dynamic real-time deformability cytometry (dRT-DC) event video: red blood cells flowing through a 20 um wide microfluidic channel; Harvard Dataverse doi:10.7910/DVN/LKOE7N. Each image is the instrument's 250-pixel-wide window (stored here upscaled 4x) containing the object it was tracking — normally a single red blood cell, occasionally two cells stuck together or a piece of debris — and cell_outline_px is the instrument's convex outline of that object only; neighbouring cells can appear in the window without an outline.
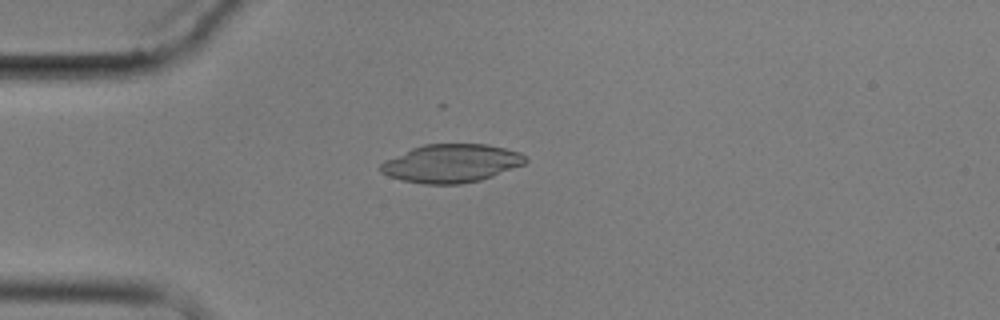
{"species": "common noctule bat (a hibernating species)", "species_latin": "Nyctalus noctula", "temperature_condition": "cold", "stored_images_in_passage": 1, "camera_frame_rate_fps": 3000, "um_per_image_px": 0.085, "animal": {"sex": "male", "body_mass_g": 17.9}, "frame": {"image": 1, "passage_image": 1, "time_ms": 0.0, "image_size_px": [1000, 320], "cell_outline_px": [[528, 160], [524, 164], [492, 176], [480, 180], [460, 184], [424, 184], [400, 180], [388, 176], [380, 172], [380, 164], [384, 160], [412, 148], [424, 144], [488, 144], [520, 152]], "centroid_in_image_um": [38.33, 13.89], "position_along_channel_um": 46.7, "area_um2": 32.31}}